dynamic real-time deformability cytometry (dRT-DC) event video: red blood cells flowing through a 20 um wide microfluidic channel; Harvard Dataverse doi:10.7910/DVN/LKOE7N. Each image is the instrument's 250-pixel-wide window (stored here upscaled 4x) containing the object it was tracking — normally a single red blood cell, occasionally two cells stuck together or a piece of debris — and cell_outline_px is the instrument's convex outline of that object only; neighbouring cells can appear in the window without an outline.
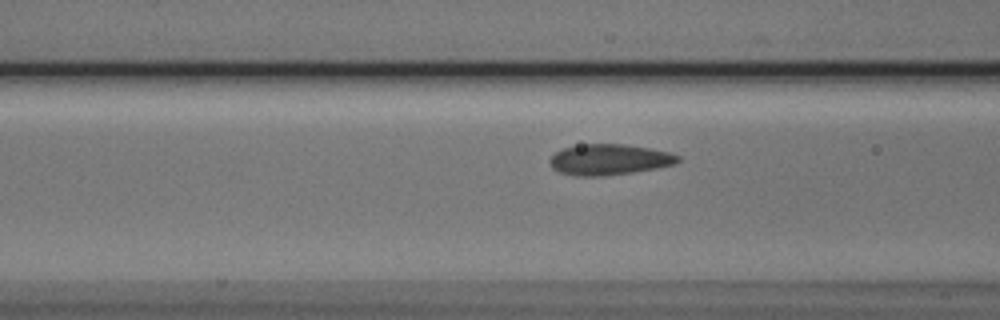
{"species": "Egyptian fruit bat (a non-hibernating species)", "species_latin": "Rousettus aegyptiacus", "temperature_condition": "cold", "stored_images_in_passage": 38, "camera_frame_rate_fps": 3000, "um_per_image_px": 0.085, "animal": {"sex": "male"}, "frame": {"image": 1, "passage_image": 6, "time_ms": 1.667, "image_size_px": [1000, 320], "cell_outline_px": [[680, 160], [676, 164], [656, 168], [632, 172], [604, 176], [576, 176], [560, 172], [552, 168], [548, 160], [556, 152], [564, 148], [580, 144], [624, 144], [648, 148], [668, 152], [680, 156]], "centroid_in_image_um": [51.77, 13.56], "position_along_channel_um": 114.8, "area_um2": 22.95}}
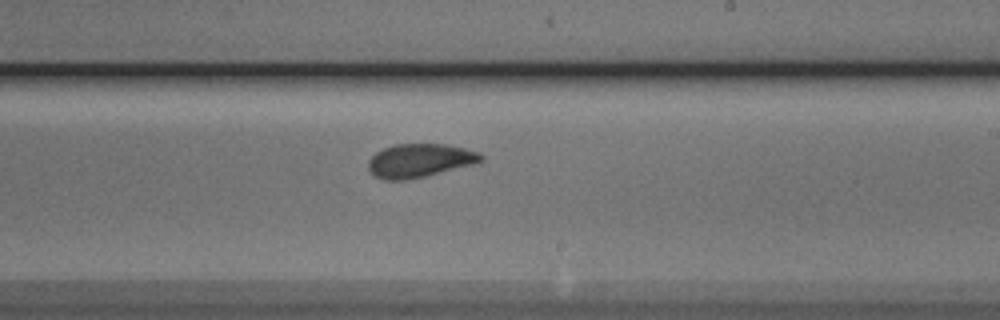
{"frame": {"image": 2, "passage_image": 17, "time_ms": 5.333, "image_size_px": [1000, 320], "cell_outline_px": [[484, 160], [472, 164], [424, 176], [404, 180], [384, 180], [376, 176], [368, 168], [368, 160], [376, 152], [384, 148], [396, 144], [444, 144], [464, 148], [480, 152], [484, 156]], "centroid_in_image_um": [35.67, 13.63], "position_along_channel_um": 253.3, "area_um2": 21.79}}
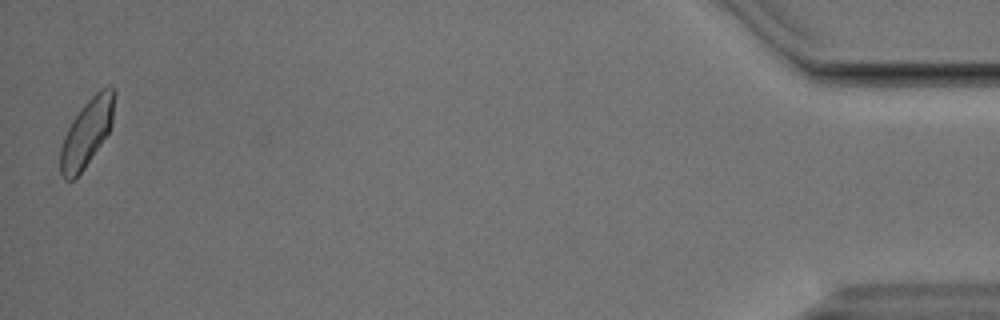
{"frame": {"image": 3, "passage_image": 38, "time_ms": 12.333, "image_size_px": [1000, 320], "cell_outline_px": [[116, 92], [112, 124], [108, 132], [84, 168], [72, 180], [64, 180], [60, 172], [60, 148], [64, 136], [72, 120], [80, 108], [100, 88], [112, 88]], "centroid_in_image_um": [7.37, 11.27], "position_along_channel_um": 427.8, "area_um2": 20.92}, "authors_computed_cell_mechanics": {"area_um2": 21.7906, "velocity_mm_per_s": 3.7797, "shape_relaxation_time_tau1_ms": 4.32, "shape_relaxation_time_tau2_ms": 0.6274, "deformation_change_tau1": 0.1211, "deformation_change_tau2": 0.0378}}